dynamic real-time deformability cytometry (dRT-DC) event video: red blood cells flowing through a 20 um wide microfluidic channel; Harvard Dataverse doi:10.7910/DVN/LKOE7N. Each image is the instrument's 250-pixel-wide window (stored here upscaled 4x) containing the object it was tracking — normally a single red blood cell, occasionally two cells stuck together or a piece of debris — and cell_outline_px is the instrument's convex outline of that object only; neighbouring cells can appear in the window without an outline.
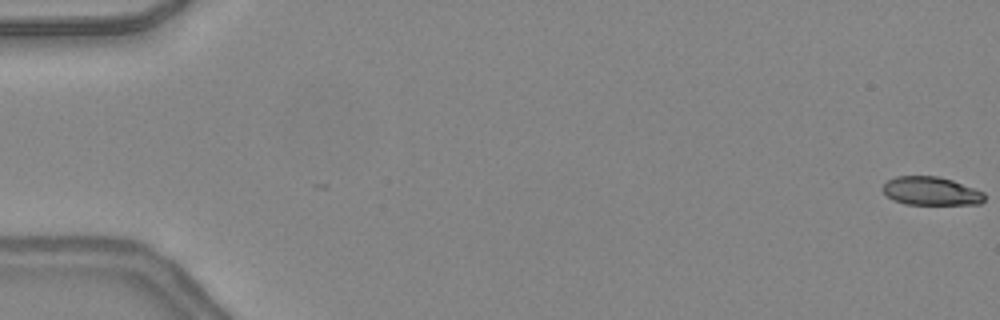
{"species": "common noctule bat (a hibernating species)", "species_latin": "Nyctalus noctula", "temperature_condition": "warm", "stored_images_in_passage": 45, "camera_frame_rate_fps": 3000, "um_per_image_px": 0.085, "animal": {"sex": "female", "body_mass_g": 24.6, "forearm_length_mm": 56.2}, "frame": {"image": 1, "passage_image": 1, "time_ms": 0.0, "image_size_px": [1000, 320], "cell_outline_px": [[984, 200], [980, 204], [904, 204], [888, 196], [884, 192], [884, 184], [888, 180], [896, 176], [936, 176], [952, 180], [984, 192]], "centroid_in_image_um": [79.16, 16.24], "position_along_channel_um": 5.8, "area_um2": 16.59}}
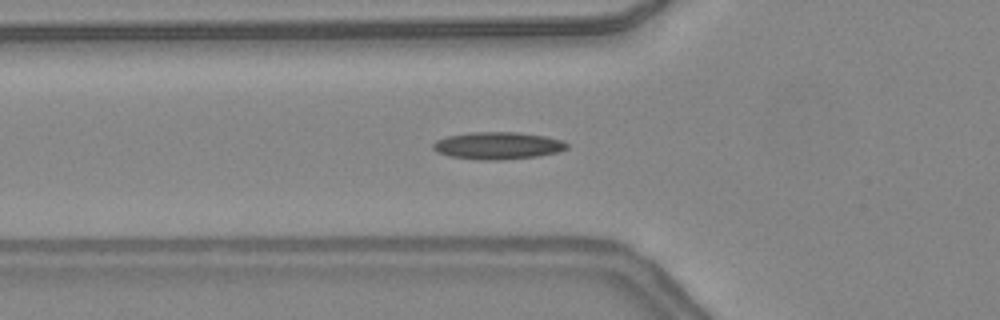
{"frame": {"image": 2, "passage_image": 18, "time_ms": 5.667, "image_size_px": [1000, 320], "cell_outline_px": [[568, 148], [560, 152], [540, 156], [496, 160], [480, 160], [448, 156], [436, 152], [432, 148], [432, 144], [436, 140], [448, 136], [468, 132], [516, 132], [544, 136], [564, 140], [568, 144]], "centroid_in_image_um": [42.31, 12.38], "position_along_channel_um": 83.5, "area_um2": 21.5}}
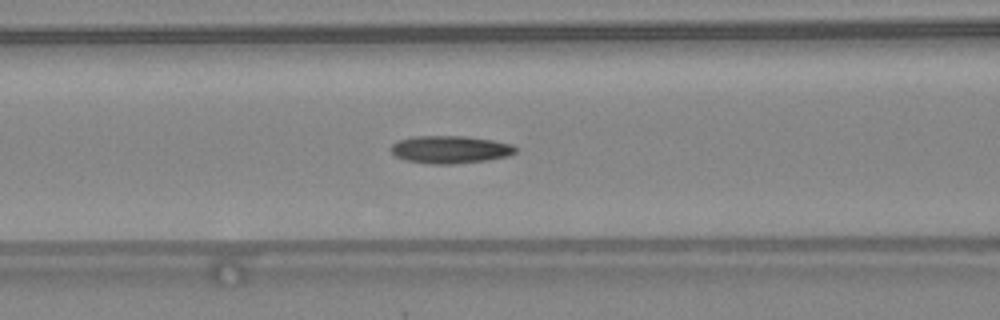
{"frame": {"image": 3, "passage_image": 21, "time_ms": 6.667, "image_size_px": [1000, 320], "cell_outline_px": [[516, 152], [508, 156], [488, 160], [452, 164], [432, 164], [404, 160], [396, 156], [392, 152], [392, 144], [396, 140], [412, 136], [464, 136], [492, 140], [512, 144], [516, 148]], "centroid_in_image_um": [38.25, 12.7], "position_along_channel_um": 128.4, "area_um2": 20.11}, "authors_computed_cell_mechanics": {"area_um2": 19.0162, "velocity_mm_per_s": 4.3799, "shape_relaxation_time_tau1_ms": null, "shape_relaxation_time_tau2_ms": 3.426, "deformation_change_tau1": null, "deformation_change_tau2": 0.1064}}